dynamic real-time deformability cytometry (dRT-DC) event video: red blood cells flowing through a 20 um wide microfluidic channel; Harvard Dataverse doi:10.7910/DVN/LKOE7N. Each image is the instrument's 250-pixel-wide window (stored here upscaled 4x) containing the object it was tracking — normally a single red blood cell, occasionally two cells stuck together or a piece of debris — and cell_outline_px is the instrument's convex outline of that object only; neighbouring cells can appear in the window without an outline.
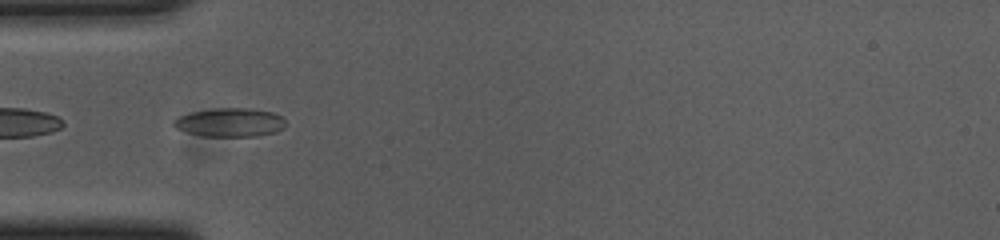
{"species": "common noctule bat (a hibernating species)", "species_latin": "Nyctalus noctula", "temperature_condition": "cold", "stored_images_in_passage": 45, "camera_frame_rate_fps": 3000, "um_per_image_px": 0.085, "animal": {"sex": "female", "body_mass_g": 23.0, "forearm_length_mm": 53.4}, "frame": {"image": 1, "passage_image": 7, "time_ms": 2.0, "image_size_px": [1000, 240], "cell_outline_px": [[284, 128], [276, 132], [256, 136], [200, 136], [176, 128], [172, 124], [172, 120], [180, 116], [192, 112], [212, 108], [252, 108], [272, 112], [284, 116]], "centroid_in_image_um": [19.56, 10.4], "position_along_channel_um": 65.4, "area_um2": 18.84}}
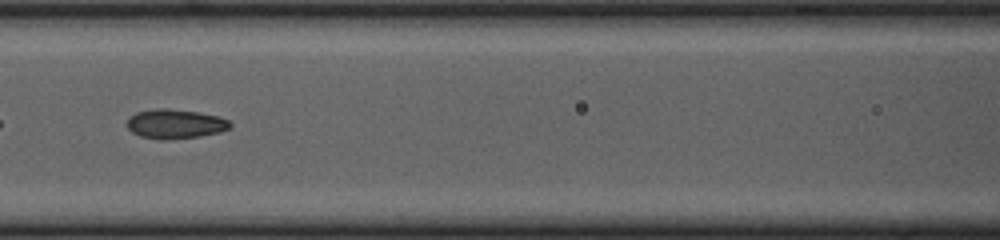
{"frame": {"image": 2, "passage_image": 14, "time_ms": 4.333, "image_size_px": [1000, 240], "cell_outline_px": [[232, 124], [228, 128], [220, 132], [196, 136], [168, 140], [160, 140], [140, 136], [132, 132], [124, 124], [128, 116], [136, 112], [156, 108], [168, 108], [196, 112], [220, 116], [228, 120]], "centroid_in_image_um": [14.82, 10.52], "position_along_channel_um": 151.8, "area_um2": 17.8}}
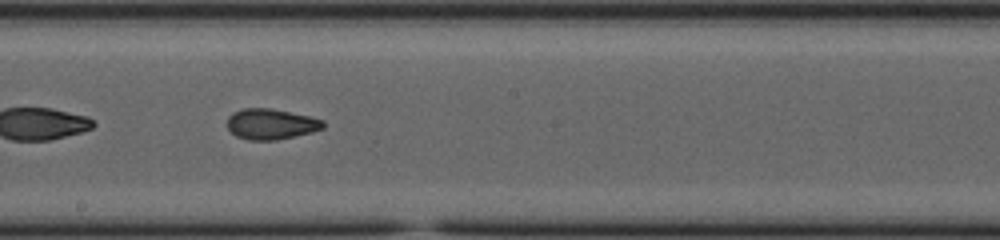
{"frame": {"image": 3, "passage_image": 20, "time_ms": 6.333, "image_size_px": [1000, 240], "cell_outline_px": [[324, 128], [312, 132], [276, 140], [248, 140], [236, 136], [228, 128], [228, 116], [232, 112], [244, 108], [272, 108], [312, 116], [324, 120]], "centroid_in_image_um": [23.05, 10.53], "position_along_channel_um": 225.1, "area_um2": 17.28}, "authors_computed_cell_mechanics": {"area_um2": 17.5134, "velocity_mm_per_s": 3.6933, "shape_relaxation_time_tau1_ms": 4.9126, "shape_relaxation_time_tau2_ms": 1.6697, "deformation_change_tau1": 0.1577, "deformation_change_tau2": 0.0733}}